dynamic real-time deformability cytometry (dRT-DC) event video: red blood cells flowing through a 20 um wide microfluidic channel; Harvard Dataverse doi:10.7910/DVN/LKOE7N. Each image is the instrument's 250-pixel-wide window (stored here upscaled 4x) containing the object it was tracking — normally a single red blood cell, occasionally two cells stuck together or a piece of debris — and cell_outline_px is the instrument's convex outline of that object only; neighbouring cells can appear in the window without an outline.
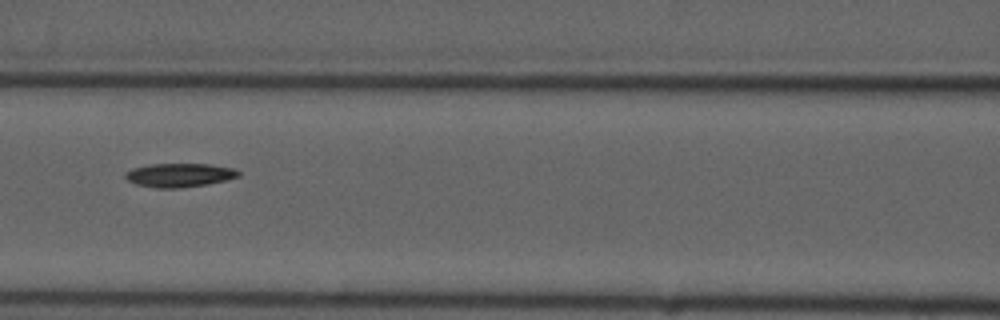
{"species": "common noctule bat (a hibernating species)", "species_latin": "Nyctalus noctula", "temperature_condition": "cold", "stored_images_in_passage": 15, "camera_frame_rate_fps": 3000, "um_per_image_px": 0.085, "animal": {"sex": "male", "forearm_length_mm": 52.5}, "frame": {"image": 1, "passage_image": 7, "time_ms": 8.0, "image_size_px": [1000, 320], "cell_outline_px": [[240, 176], [208, 184], [180, 188], [156, 188], [136, 184], [128, 180], [124, 176], [124, 172], [132, 168], [148, 164], [208, 164], [232, 168], [240, 172]], "centroid_in_image_um": [15.21, 14.88], "position_along_channel_um": 151.4, "area_um2": 15.66}}
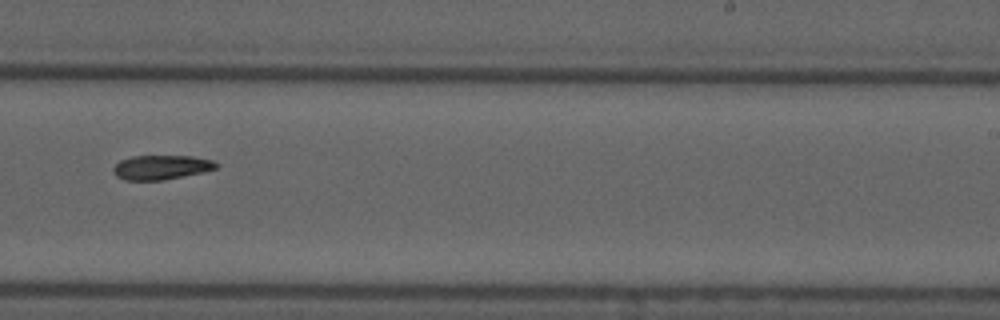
{"frame": {"image": 2, "passage_image": 10, "time_ms": 11.333, "image_size_px": [1000, 320], "cell_outline_px": [[220, 164], [216, 168], [204, 172], [164, 180], [124, 180], [116, 176], [112, 172], [112, 168], [120, 160], [132, 156], [192, 156], [212, 160]], "centroid_in_image_um": [13.7, 14.22], "position_along_channel_um": 275.3, "area_um2": 14.74}}
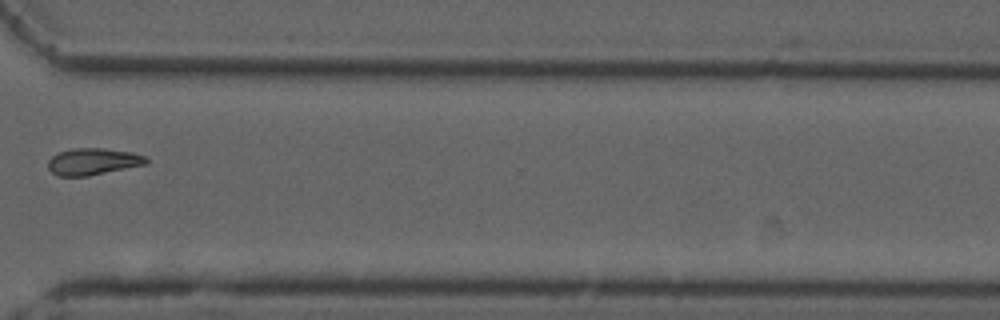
{"frame": {"image": 3, "passage_image": 12, "time_ms": 13.667, "image_size_px": [1000, 320], "cell_outline_px": [[148, 164], [88, 176], [56, 176], [48, 168], [48, 160], [52, 156], [60, 152], [72, 148], [104, 148], [132, 152], [148, 156]], "centroid_in_image_um": [7.93, 13.73], "position_along_channel_um": 362.7, "area_um2": 15.49}, "authors_computed_cell_mechanics": {"area_um2": 15.4904, "velocity_mm_per_s": 3.7441, "shape_relaxation_time_tau1_ms": null, "shape_relaxation_time_tau2_ms": 5.3314, "deformation_change_tau1": null, "deformation_change_tau2": 0.1266}}